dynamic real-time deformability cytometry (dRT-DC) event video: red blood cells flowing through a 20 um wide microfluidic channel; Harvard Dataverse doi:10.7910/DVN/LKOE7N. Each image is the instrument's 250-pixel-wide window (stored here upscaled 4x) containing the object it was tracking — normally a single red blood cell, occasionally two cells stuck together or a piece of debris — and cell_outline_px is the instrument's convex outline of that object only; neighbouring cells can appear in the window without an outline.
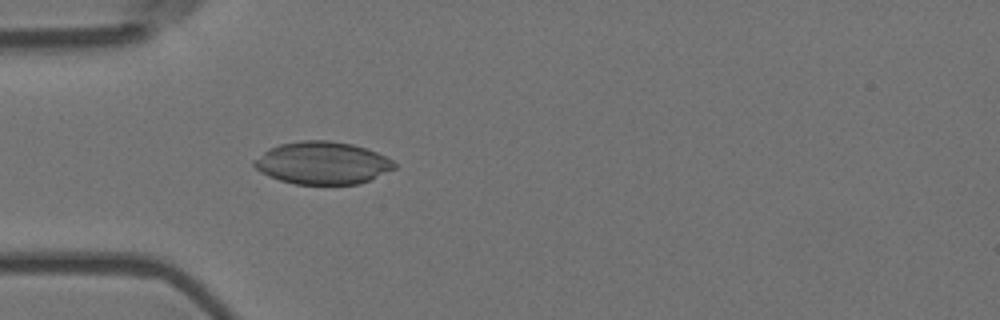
{"species": "Egyptian fruit bat (a non-hibernating species)", "species_latin": "Rousettus aegyptiacus", "temperature_condition": "room temperature", "stored_images_in_passage": 2, "camera_frame_rate_fps": 3000, "um_per_image_px": 0.085, "animal": {"sex": "female"}, "frame": {"image": 1, "passage_image": 2, "time_ms": 0.333, "image_size_px": [1000, 320], "cell_outline_px": [[396, 168], [360, 184], [296, 184], [280, 180], [268, 176], [260, 172], [252, 164], [252, 160], [268, 148], [280, 144], [300, 140], [328, 140], [352, 144], [376, 152], [392, 160], [396, 164]], "centroid_in_image_um": [27.37, 13.85], "position_along_channel_um": 57.6, "area_um2": 34.8}}